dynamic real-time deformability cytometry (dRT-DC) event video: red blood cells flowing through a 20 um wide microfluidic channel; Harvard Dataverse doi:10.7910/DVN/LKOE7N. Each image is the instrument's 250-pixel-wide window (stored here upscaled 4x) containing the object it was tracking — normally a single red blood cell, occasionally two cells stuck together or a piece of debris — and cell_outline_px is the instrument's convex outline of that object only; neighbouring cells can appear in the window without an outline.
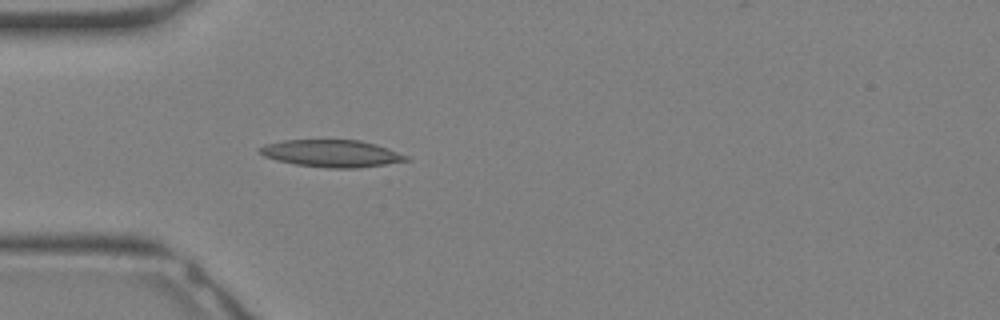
{"species": "Egyptian fruit bat (a non-hibernating species)", "species_latin": "Rousettus aegyptiacus", "temperature_condition": "warm", "stored_images_in_passage": 11, "camera_frame_rate_fps": 3000, "um_per_image_px": 0.085, "animal": {"sex": "female"}, "frame": {"image": 1, "passage_image": 1, "time_ms": 0.0, "image_size_px": [1000, 320], "cell_outline_px": [[412, 160], [356, 168], [328, 168], [296, 164], [276, 160], [264, 156], [260, 152], [260, 148], [264, 144], [284, 140], [360, 140], [376, 144], [388, 148], [408, 156]], "centroid_in_image_um": [28.21, 13.04], "position_along_channel_um": 56.8, "area_um2": 23.06}}
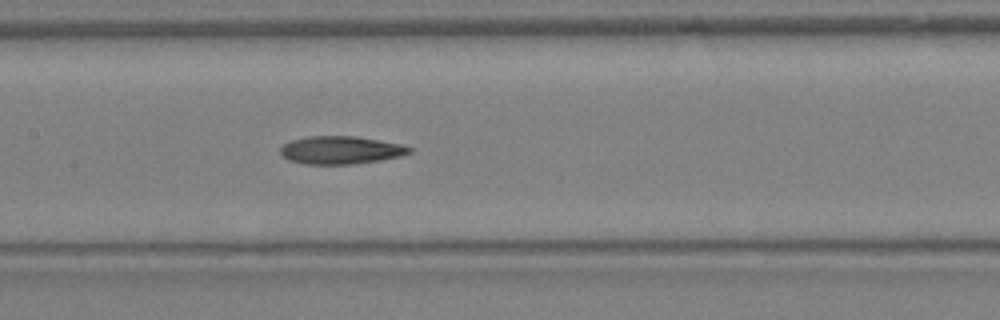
{"frame": {"image": 2, "passage_image": 7, "time_ms": 2.0, "image_size_px": [1000, 320], "cell_outline_px": [[412, 152], [400, 156], [380, 160], [352, 164], [308, 164], [292, 160], [284, 156], [280, 152], [280, 148], [284, 144], [292, 140], [308, 136], [356, 136], [380, 140], [400, 144], [412, 148]], "centroid_in_image_um": [28.99, 12.75], "position_along_channel_um": 178.4, "area_um2": 20.75}}
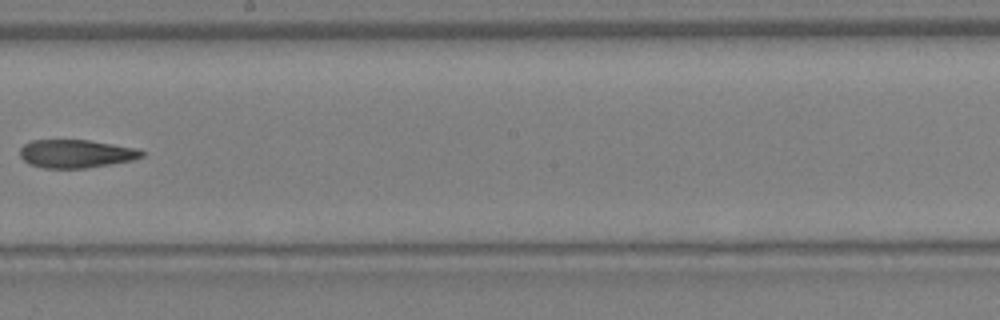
{"frame": {"image": 3, "passage_image": 10, "time_ms": 3.0, "image_size_px": [1000, 320], "cell_outline_px": [[148, 152], [144, 156], [132, 160], [112, 164], [88, 168], [44, 168], [28, 164], [20, 156], [20, 148], [24, 144], [32, 140], [88, 140], [136, 148]], "centroid_in_image_um": [6.48, 13.07], "position_along_channel_um": 241.7, "area_um2": 20.17}}